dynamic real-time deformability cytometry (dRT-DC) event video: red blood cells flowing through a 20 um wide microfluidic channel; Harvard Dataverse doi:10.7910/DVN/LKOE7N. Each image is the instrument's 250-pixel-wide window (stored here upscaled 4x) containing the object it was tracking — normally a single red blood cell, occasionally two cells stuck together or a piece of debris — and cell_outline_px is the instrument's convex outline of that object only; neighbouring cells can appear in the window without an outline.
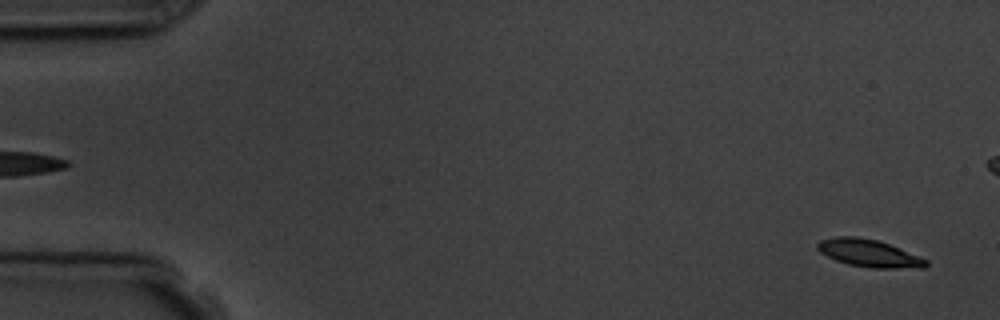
{"species": "common noctule bat (a hibernating species)", "species_latin": "Nyctalus noctula", "temperature_condition": "room temperature", "stored_images_in_passage": 2, "camera_frame_rate_fps": 3000, "um_per_image_px": 0.085, "animal": {"sex": "male", "body_mass_g": 19.5, "forearm_length_mm": 54.6}, "frame": {"image": 1, "passage_image": 2, "time_ms": 2.0, "image_size_px": [1000, 320], "cell_outline_px": [[928, 264], [924, 268], [872, 268], [848, 264], [836, 260], [820, 252], [816, 248], [816, 244], [820, 240], [836, 236], [856, 236], [876, 240], [900, 248], [928, 260]], "centroid_in_image_um": [73.86, 21.52], "position_along_channel_um": 11.1, "area_um2": 17.34}}